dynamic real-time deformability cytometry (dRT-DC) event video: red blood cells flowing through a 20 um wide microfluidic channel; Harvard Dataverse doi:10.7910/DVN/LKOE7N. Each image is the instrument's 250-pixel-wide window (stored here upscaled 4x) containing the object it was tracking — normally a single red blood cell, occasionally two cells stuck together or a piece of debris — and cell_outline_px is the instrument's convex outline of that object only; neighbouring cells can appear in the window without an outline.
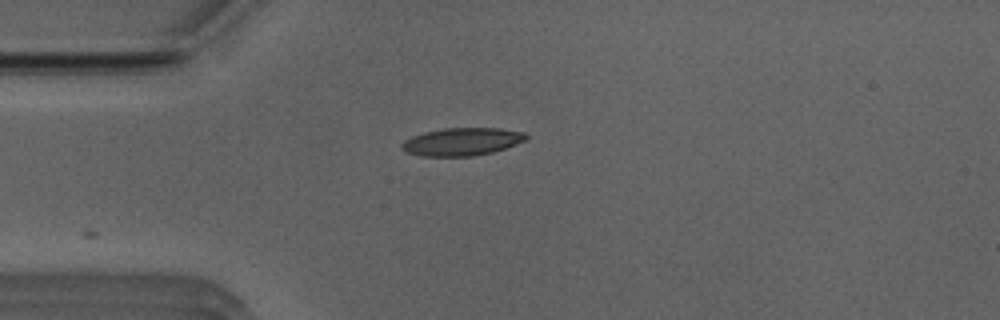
{"species": "Egyptian fruit bat (a non-hibernating species)", "species_latin": "Rousettus aegyptiacus", "temperature_condition": "room temperature", "stored_images_in_passage": 40, "camera_frame_rate_fps": 3000, "um_per_image_px": 0.085, "animal": {"sex": "male"}, "frame": {"image": 1, "passage_image": 1, "time_ms": 0.0, "image_size_px": [1000, 320], "cell_outline_px": [[528, 136], [524, 140], [516, 144], [492, 152], [472, 156], [420, 156], [404, 152], [400, 148], [400, 144], [404, 140], [412, 136], [424, 132], [444, 128], [500, 128], [524, 132]], "centroid_in_image_um": [39.2, 12.04], "position_along_channel_um": 45.8, "area_um2": 20.17}}
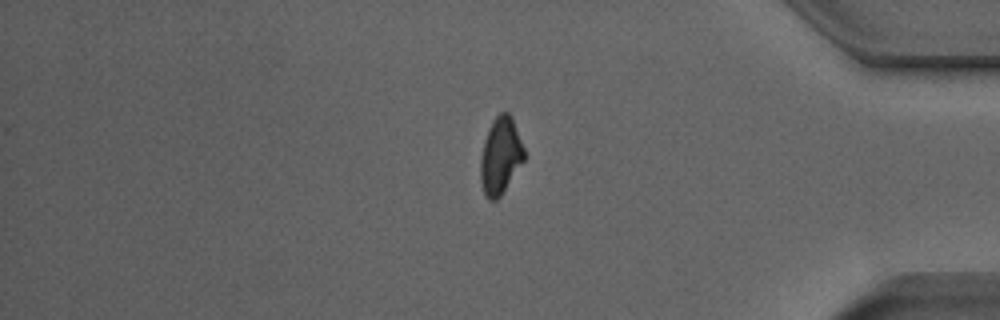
{"frame": {"image": 2, "passage_image": 31, "time_ms": 10.0, "image_size_px": [1000, 320], "cell_outline_px": [[524, 160], [500, 196], [496, 200], [488, 200], [484, 192], [480, 180], [480, 156], [484, 140], [492, 120], [500, 112], [508, 112], [512, 116], [524, 148]], "centroid_in_image_um": [42.52, 13.22], "position_along_channel_um": 392.7, "area_um2": 19.48}}
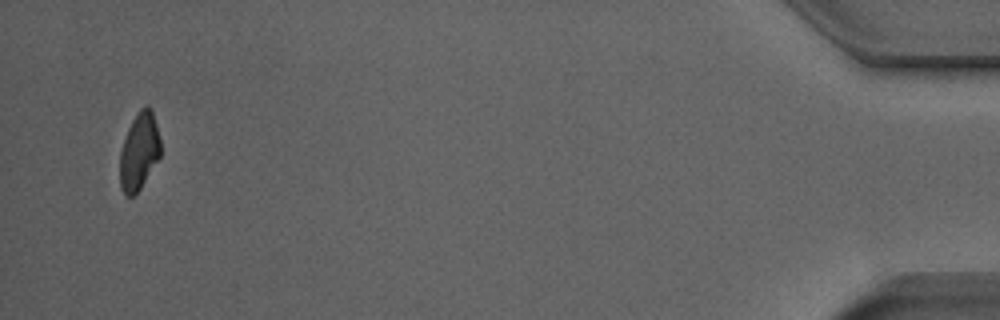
{"frame": {"image": 3, "passage_image": 38, "time_ms": 12.333, "image_size_px": [1000, 320], "cell_outline_px": [[160, 156], [140, 188], [132, 196], [124, 196], [120, 188], [120, 152], [128, 128], [132, 120], [140, 108], [144, 104], [148, 104], [152, 108], [160, 140]], "centroid_in_image_um": [11.82, 12.84], "position_along_channel_um": 423.4, "area_um2": 18.26}}